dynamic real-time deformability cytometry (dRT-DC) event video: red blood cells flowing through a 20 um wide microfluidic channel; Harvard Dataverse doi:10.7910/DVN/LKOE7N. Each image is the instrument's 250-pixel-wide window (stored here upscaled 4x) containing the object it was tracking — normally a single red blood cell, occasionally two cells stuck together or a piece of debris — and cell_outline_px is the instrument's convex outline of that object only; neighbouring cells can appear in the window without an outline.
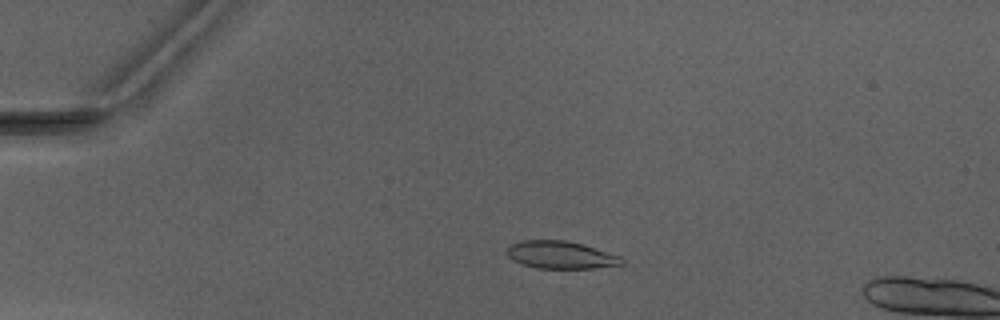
{"species": "Egyptian fruit bat (a non-hibernating species)", "species_latin": "Rousettus aegyptiacus", "temperature_condition": "warm", "stored_images_in_passage": 5, "camera_frame_rate_fps": 3000, "um_per_image_px": 0.085, "animal": {"sex": "male"}, "frame": {"image": 1, "passage_image": 3, "time_ms": 3.333, "image_size_px": [1000, 320], "cell_outline_px": [[624, 264], [592, 268], [536, 268], [520, 264], [512, 260], [508, 256], [508, 244], [520, 240], [564, 240], [584, 244], [620, 256], [624, 260]], "centroid_in_image_um": [47.63, 21.66], "position_along_channel_um": 37.4, "area_um2": 18.55}}